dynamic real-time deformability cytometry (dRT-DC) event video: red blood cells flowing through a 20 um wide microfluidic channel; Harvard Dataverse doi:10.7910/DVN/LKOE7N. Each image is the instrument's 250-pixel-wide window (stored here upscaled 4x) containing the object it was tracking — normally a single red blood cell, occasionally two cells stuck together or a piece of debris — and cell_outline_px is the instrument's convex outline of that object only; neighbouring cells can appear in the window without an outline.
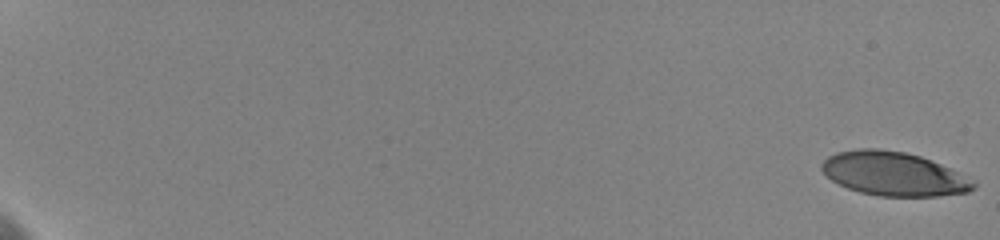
{"species": "human", "species_latin": "Homo sapiens", "temperature_condition": "cold", "stored_images_in_passage": 34, "camera_frame_rate_fps": 3000, "um_per_image_px": 0.085, "donor": {"sex": "female"}, "frame": {"image": 1, "passage_image": 1, "time_ms": 0.0, "image_size_px": [1000, 240], "cell_outline_px": [[976, 188], [968, 192], [940, 196], [880, 196], [860, 192], [848, 188], [832, 180], [820, 168], [820, 164], [828, 156], [836, 152], [856, 148], [880, 148], [904, 152], [920, 156], [940, 164], [976, 180]], "centroid_in_image_um": [75.98, 14.77], "position_along_channel_um": 9.0, "area_um2": 38.9}}
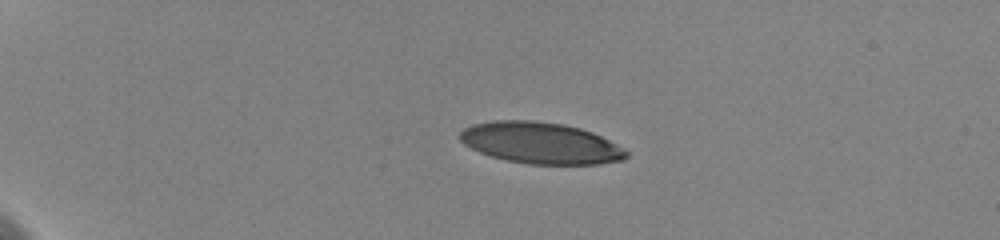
{"frame": {"image": 2, "passage_image": 18, "time_ms": 5.0, "image_size_px": [1000, 240], "cell_outline_px": [[628, 156], [624, 160], [600, 164], [528, 164], [508, 160], [492, 156], [480, 152], [464, 144], [456, 136], [464, 128], [472, 124], [496, 120], [532, 120], [560, 124], [580, 128], [592, 132], [624, 148], [628, 152]], "centroid_in_image_um": [45.94, 12.15], "position_along_channel_um": 39.1, "area_um2": 40.06}}